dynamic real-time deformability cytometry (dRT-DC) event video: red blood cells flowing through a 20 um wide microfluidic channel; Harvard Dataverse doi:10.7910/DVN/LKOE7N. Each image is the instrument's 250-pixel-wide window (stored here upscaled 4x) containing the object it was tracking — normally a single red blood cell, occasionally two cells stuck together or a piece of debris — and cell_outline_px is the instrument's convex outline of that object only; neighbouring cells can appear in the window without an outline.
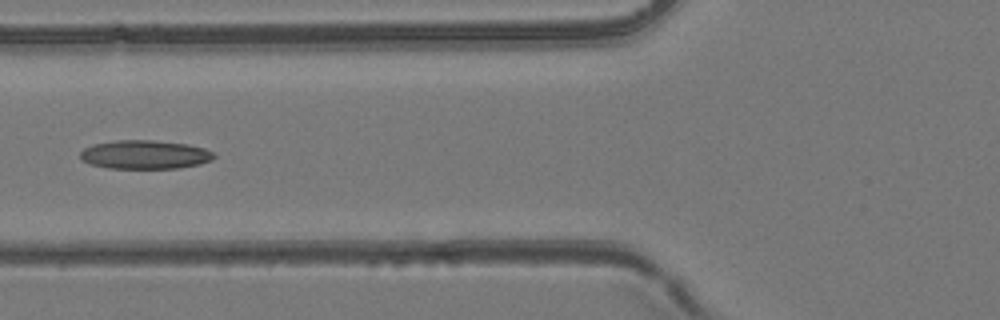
{"species": "common noctule bat (a hibernating species)", "species_latin": "Nyctalus noctula", "temperature_condition": "room temperature", "stored_images_in_passage": 7, "camera_frame_rate_fps": 3000, "um_per_image_px": 0.085, "animal": {"sex": "female", "body_mass_g": 24.6, "forearm_length_mm": 56.2}, "frame": {"image": 1, "passage_image": 7, "time_ms": 2.0, "image_size_px": [1000, 320], "cell_outline_px": [[216, 156], [212, 160], [200, 164], [180, 168], [108, 168], [88, 164], [80, 160], [80, 152], [84, 148], [92, 144], [116, 140], [152, 140], [188, 144], [204, 148], [212, 152]], "centroid_in_image_um": [12.29, 13.14], "position_along_channel_um": 113.5, "area_um2": 22.6}}